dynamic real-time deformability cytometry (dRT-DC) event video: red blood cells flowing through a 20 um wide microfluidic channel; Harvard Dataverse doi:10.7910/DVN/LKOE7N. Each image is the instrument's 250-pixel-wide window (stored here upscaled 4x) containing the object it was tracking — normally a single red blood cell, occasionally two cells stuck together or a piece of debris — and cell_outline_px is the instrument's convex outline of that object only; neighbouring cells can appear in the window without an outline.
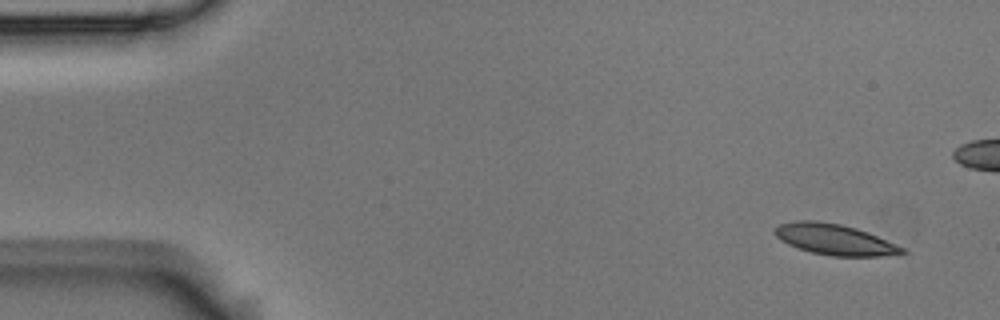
{"species": "Egyptian fruit bat (a non-hibernating species)", "species_latin": "Rousettus aegyptiacus", "temperature_condition": "room temperature", "stored_images_in_passage": 4, "camera_frame_rate_fps": 3000, "um_per_image_px": 0.085, "animal": {"sex": "male"}, "frame": {"image": 1, "passage_image": 1, "time_ms": 0.0, "image_size_px": [1000, 320], "cell_outline_px": [[908, 252], [880, 256], [832, 256], [812, 252], [788, 244], [780, 240], [772, 232], [780, 224], [796, 220], [816, 220], [840, 224], [856, 228], [868, 232], [904, 248]], "centroid_in_image_um": [70.92, 20.34], "position_along_channel_um": 14.1, "area_um2": 22.66}}